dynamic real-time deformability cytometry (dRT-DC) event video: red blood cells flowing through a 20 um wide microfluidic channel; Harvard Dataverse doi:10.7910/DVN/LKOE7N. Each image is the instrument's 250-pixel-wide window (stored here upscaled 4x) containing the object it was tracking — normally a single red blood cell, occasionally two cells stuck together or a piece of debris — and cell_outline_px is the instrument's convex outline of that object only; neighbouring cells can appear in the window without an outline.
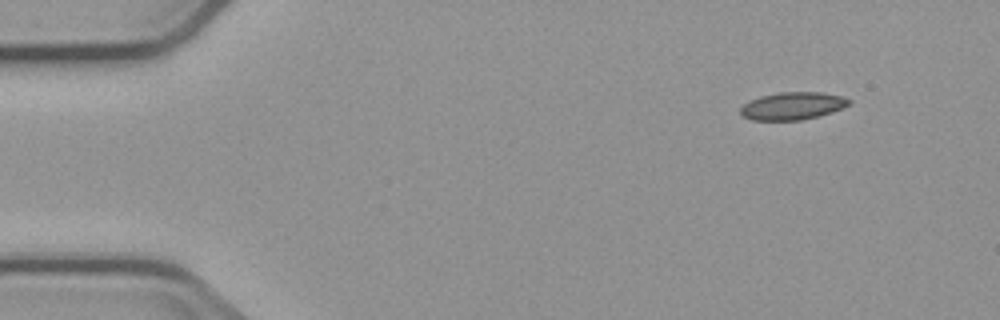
{"species": "common noctule bat (a hibernating species)", "species_latin": "Nyctalus noctula", "temperature_condition": "cold", "stored_images_in_passage": 5, "camera_frame_rate_fps": 3000, "um_per_image_px": 0.085, "animal": {"sex": "male", "body_mass_g": 23.1, "forearm_length_mm": 52.7}, "frame": {"image": 1, "passage_image": 1, "time_ms": 0.0, "image_size_px": [1000, 320], "cell_outline_px": [[852, 104], [844, 108], [832, 112], [800, 120], [752, 120], [744, 116], [740, 112], [740, 108], [744, 104], [760, 96], [780, 92], [820, 92], [840, 96], [852, 100]], "centroid_in_image_um": [67.4, 9.0], "position_along_channel_um": 17.6, "area_um2": 17.34}}
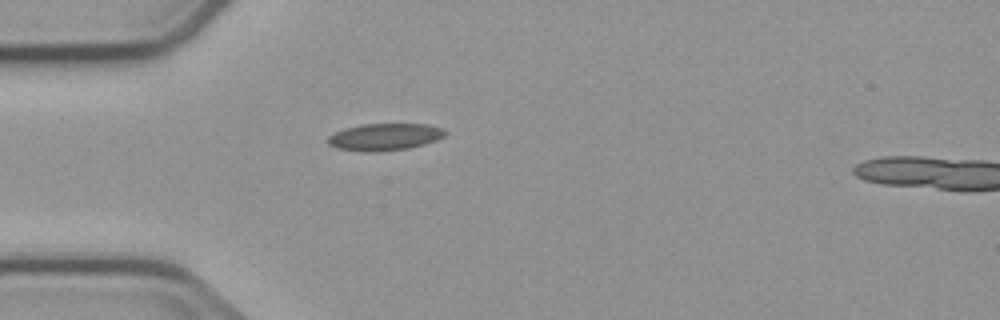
{"frame": {"image": 2, "passage_image": 4, "time_ms": 3.333, "image_size_px": [1000, 320], "cell_outline_px": [[448, 132], [444, 136], [436, 140], [424, 144], [408, 148], [380, 152], [364, 152], [336, 148], [328, 144], [328, 136], [344, 128], [360, 124], [428, 124], [440, 128]], "centroid_in_image_um": [32.68, 11.64], "position_along_channel_um": 52.3, "area_um2": 18.55}}